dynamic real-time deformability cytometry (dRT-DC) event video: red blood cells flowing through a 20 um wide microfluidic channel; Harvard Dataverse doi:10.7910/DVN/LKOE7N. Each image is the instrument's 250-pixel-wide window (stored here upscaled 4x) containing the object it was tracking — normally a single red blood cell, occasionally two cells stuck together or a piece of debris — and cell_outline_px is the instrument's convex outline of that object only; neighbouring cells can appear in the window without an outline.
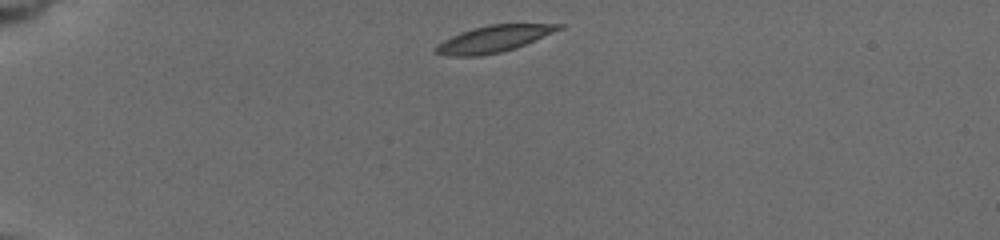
{"species": "common noctule bat (a hibernating species)", "species_latin": "Nyctalus noctula", "temperature_condition": "cold", "stored_images_in_passage": 9, "camera_frame_rate_fps": 3000, "um_per_image_px": 0.085, "animal": {"sex": "female", "body_mass_g": 19.5, "forearm_length_mm": 54.1}, "frame": {"image": 1, "passage_image": 1, "time_ms": 0.0, "image_size_px": [1000, 240], "cell_outline_px": [[564, 28], [516, 48], [500, 52], [480, 56], [448, 56], [436, 52], [432, 48], [436, 44], [460, 32], [472, 28], [488, 24], [564, 24]], "centroid_in_image_um": [41.94, 3.3], "position_along_channel_um": 43.1, "area_um2": 19.13}}
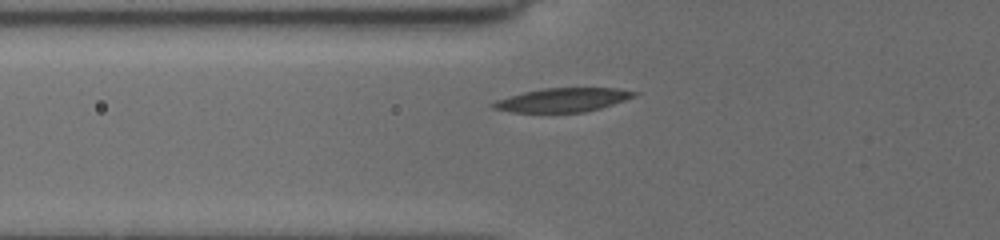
{"frame": {"image": 2, "passage_image": 6, "time_ms": 2.333, "image_size_px": [1000, 240], "cell_outline_px": [[640, 92], [636, 96], [600, 108], [584, 112], [512, 112], [492, 108], [488, 104], [496, 100], [524, 92], [544, 88], [616, 88]], "centroid_in_image_um": [47.82, 8.49], "position_along_channel_um": 78.0, "area_um2": 19.48}}
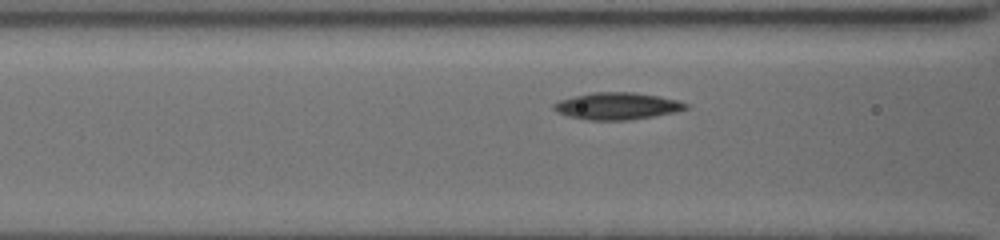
{"frame": {"image": 3, "passage_image": 8, "time_ms": 3.333, "image_size_px": [1000, 240], "cell_outline_px": [[688, 108], [676, 112], [652, 116], [624, 120], [588, 120], [568, 116], [556, 112], [552, 108], [552, 104], [560, 100], [592, 92], [632, 92], [660, 96], [676, 100], [688, 104]], "centroid_in_image_um": [52.43, 9.01], "position_along_channel_um": 114.2, "area_um2": 20.63}}